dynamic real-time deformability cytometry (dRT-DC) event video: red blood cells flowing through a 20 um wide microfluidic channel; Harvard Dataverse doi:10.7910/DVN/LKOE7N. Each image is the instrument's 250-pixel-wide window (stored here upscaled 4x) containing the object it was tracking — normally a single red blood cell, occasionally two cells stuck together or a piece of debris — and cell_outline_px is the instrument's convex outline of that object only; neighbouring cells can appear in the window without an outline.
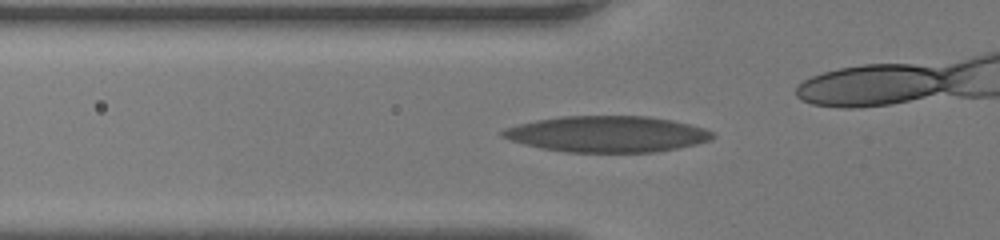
{"species": "human", "species_latin": "Homo sapiens", "temperature_condition": "room temperature", "stored_images_in_passage": 44, "camera_frame_rate_fps": 3000, "um_per_image_px": 0.085, "donor": {"sex": "female"}, "frame": {"image": 1, "passage_image": 19, "time_ms": 6.0, "image_size_px": [1000, 240], "cell_outline_px": [[716, 136], [712, 140], [680, 148], [656, 152], [568, 152], [540, 148], [524, 144], [500, 136], [500, 132], [504, 128], [536, 120], [560, 116], [648, 116], [672, 120], [704, 128], [716, 132]], "centroid_in_image_um": [51.65, 11.4], "position_along_channel_um": 74.2, "area_um2": 44.39}}
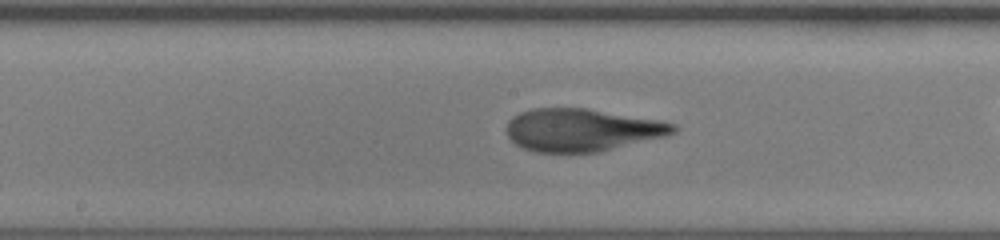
{"frame": {"image": 2, "passage_image": 29, "time_ms": 9.333, "image_size_px": [1000, 240], "cell_outline_px": [[680, 128], [676, 132], [668, 136], [600, 152], [536, 152], [524, 148], [516, 144], [508, 136], [508, 120], [512, 116], [520, 112], [532, 108], [584, 108], [660, 120], [676, 124]], "centroid_in_image_um": [49.52, 11.05], "position_along_channel_um": 198.7, "area_um2": 41.62}}
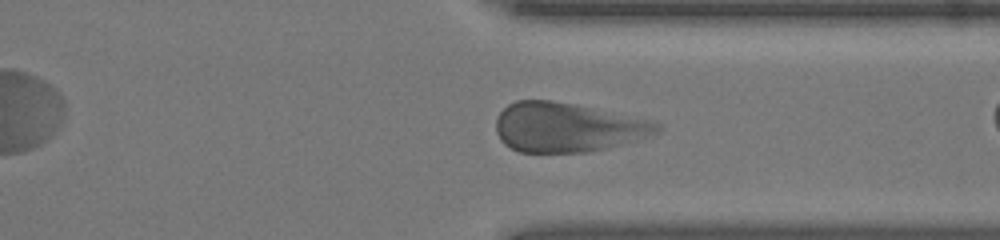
{"frame": {"image": 3, "passage_image": 42, "time_ms": 13.667, "image_size_px": [1000, 240], "cell_outline_px": [[660, 132], [608, 148], [588, 152], [520, 152], [504, 144], [500, 140], [496, 132], [496, 116], [508, 104], [516, 100], [552, 100], [576, 104], [652, 120], [660, 124]], "centroid_in_image_um": [48.2, 10.81], "position_along_channel_um": 363.2, "area_um2": 46.41}}